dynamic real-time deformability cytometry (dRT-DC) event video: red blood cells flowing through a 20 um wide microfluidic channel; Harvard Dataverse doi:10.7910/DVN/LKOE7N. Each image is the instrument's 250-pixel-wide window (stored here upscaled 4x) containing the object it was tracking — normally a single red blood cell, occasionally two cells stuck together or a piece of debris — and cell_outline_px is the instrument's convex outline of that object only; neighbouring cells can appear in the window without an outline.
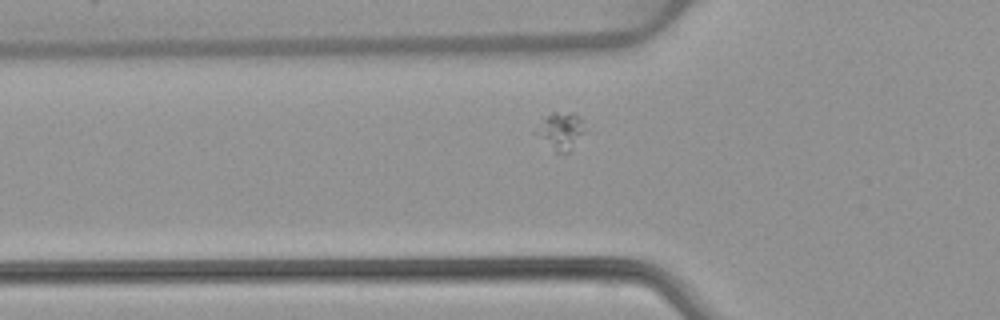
{"species": "common noctule bat (a hibernating species)", "species_latin": "Nyctalus noctula", "temperature_condition": "warm", "stored_images_in_passage": 39, "segment_of_instrument_passage": [1, 2], "camera_frame_rate_fps": 3000, "um_per_image_px": 0.085, "animal": {"sex": "female", "body_mass_g": 22.7, "forearm_length_mm": 54.2}, "frame": {"image": 1, "passage_image": 7, "time_ms": 2.0, "image_size_px": [1000, 320], "cell_outline_px": [[592, 132], [572, 152], [556, 152], [532, 132], [544, 116], [552, 112], [572, 112], [580, 116]], "centroid_in_image_um": [47.8, 11.14], "position_along_channel_um": 78.0, "area_um2": 11.85}}
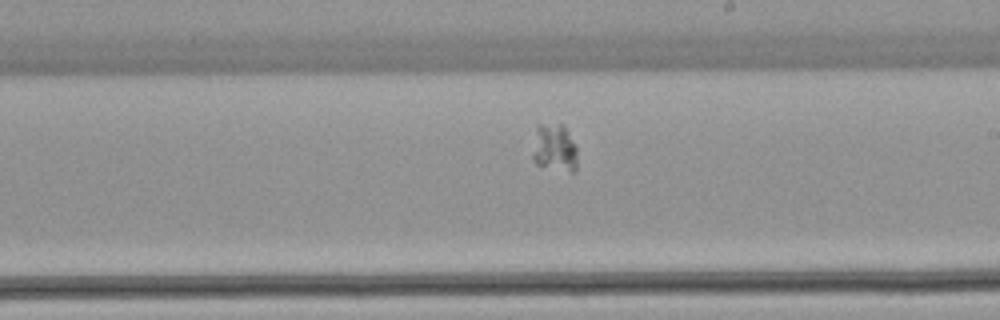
{"frame": {"image": 2, "passage_image": 20, "time_ms": 6.333, "image_size_px": [1000, 320], "cell_outline_px": [[576, 172], [572, 172], [536, 164], [532, 160], [532, 156], [536, 124], [564, 124], [576, 148]], "centroid_in_image_um": [47.11, 12.55], "position_along_channel_um": 241.9, "area_um2": 12.43}}
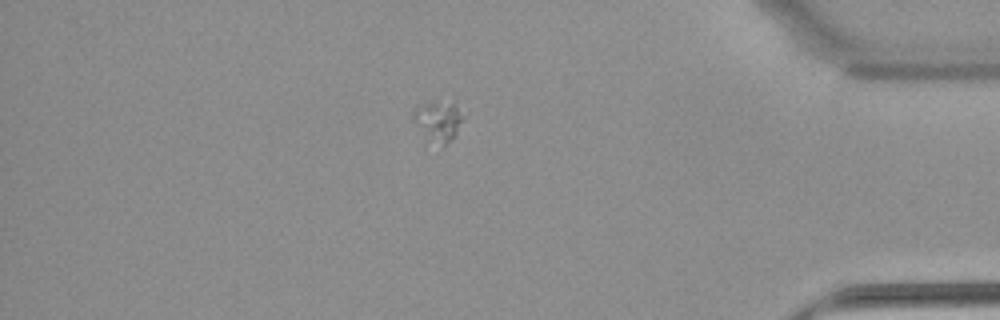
{"frame": {"image": 3, "passage_image": 35, "time_ms": 11.333, "image_size_px": [1000, 320], "cell_outline_px": [[464, 116], [452, 140], [440, 148], [416, 124], [412, 116], [412, 108], [416, 104], [428, 100], [456, 96]], "centroid_in_image_um": [37.3, 10.09], "position_along_channel_um": 397.9, "area_um2": 12.77}}